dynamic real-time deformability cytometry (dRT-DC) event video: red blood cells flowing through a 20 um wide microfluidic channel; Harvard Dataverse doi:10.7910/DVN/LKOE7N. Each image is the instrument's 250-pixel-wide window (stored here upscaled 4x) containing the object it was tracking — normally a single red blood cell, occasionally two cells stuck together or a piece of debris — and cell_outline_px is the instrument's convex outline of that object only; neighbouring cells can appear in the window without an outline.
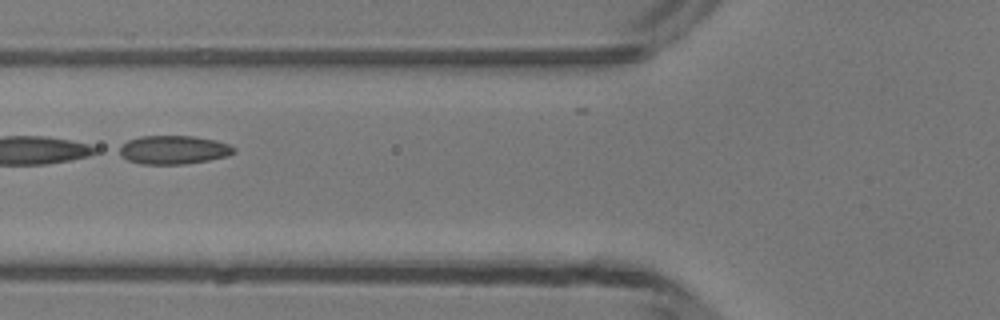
{"species": "common noctule bat (a hibernating species)", "species_latin": "Nyctalus noctula", "temperature_condition": "room temperature", "stored_images_in_passage": 35, "segment_of_instrument_passage": [2, 2], "camera_frame_rate_fps": 3000, "um_per_image_px": 0.085, "animal": {"sex": "male", "body_mass_g": 13.3}, "frame": {"image": 1, "passage_image": 14, "time_ms": 4.333, "image_size_px": [1000, 320], "cell_outline_px": [[236, 152], [228, 156], [208, 160], [184, 164], [140, 164], [128, 160], [120, 156], [120, 148], [128, 140], [140, 136], [192, 136], [216, 140], [228, 144], [236, 148]], "centroid_in_image_um": [14.78, 12.74], "position_along_channel_um": 111.0, "area_um2": 19.07}}
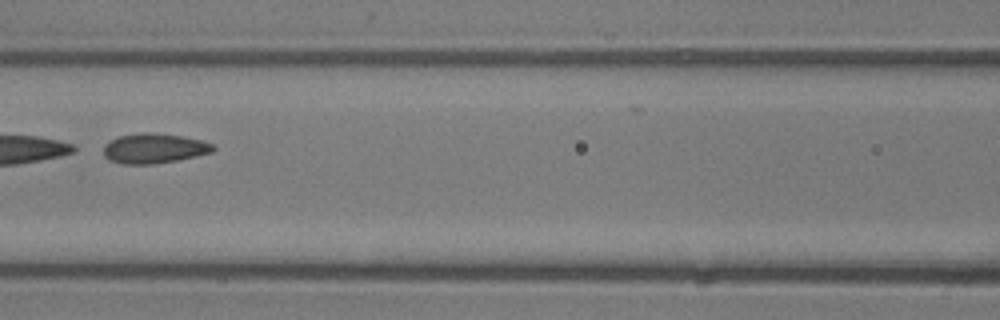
{"frame": {"image": 2, "passage_image": 17, "time_ms": 5.333, "image_size_px": [1000, 320], "cell_outline_px": [[216, 148], [212, 152], [176, 160], [152, 164], [124, 164], [108, 160], [104, 156], [104, 144], [120, 136], [140, 132], [152, 132], [180, 136], [200, 140], [212, 144]], "centroid_in_image_um": [13.06, 12.61], "position_along_channel_um": 153.5, "area_um2": 18.9}}
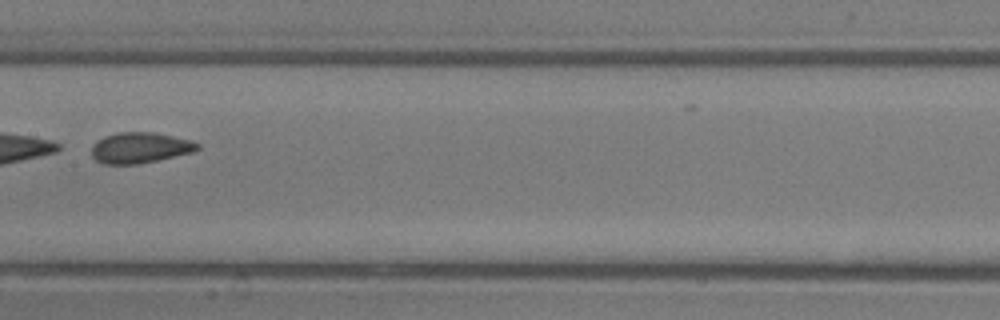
{"frame": {"image": 3, "passage_image": 20, "time_ms": 6.333, "image_size_px": [1000, 320], "cell_outline_px": [[200, 148], [196, 152], [140, 164], [104, 164], [96, 160], [92, 156], [92, 144], [96, 140], [104, 136], [120, 132], [152, 132], [192, 140], [200, 144]], "centroid_in_image_um": [11.93, 12.56], "position_along_channel_um": 195.5, "area_um2": 19.25}}